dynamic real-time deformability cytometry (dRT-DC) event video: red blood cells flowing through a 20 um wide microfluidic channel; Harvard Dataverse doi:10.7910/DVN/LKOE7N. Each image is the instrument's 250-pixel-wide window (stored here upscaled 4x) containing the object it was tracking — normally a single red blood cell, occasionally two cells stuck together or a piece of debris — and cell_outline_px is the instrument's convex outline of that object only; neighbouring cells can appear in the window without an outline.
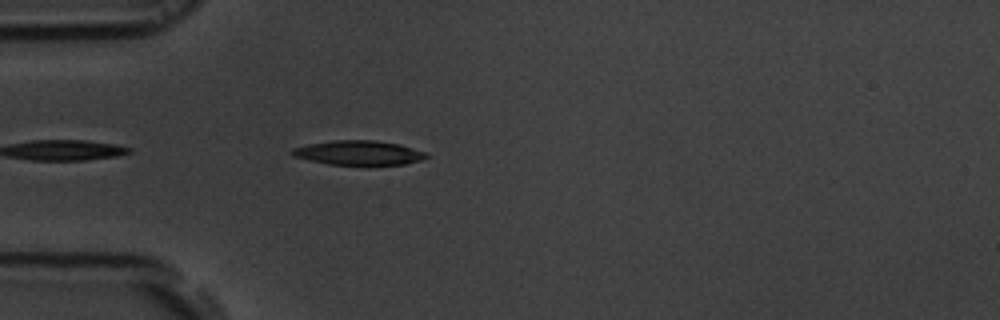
{"species": "common noctule bat (a hibernating species)", "species_latin": "Nyctalus noctula", "temperature_condition": "room temperature", "stored_images_in_passage": 8, "camera_frame_rate_fps": 3000, "um_per_image_px": 0.085, "animal": {"sex": "male", "body_mass_g": 19.5, "forearm_length_mm": 54.6}, "frame": {"image": 1, "passage_image": 3, "time_ms": 0.667, "image_size_px": [1000, 320], "cell_outline_px": [[428, 156], [420, 160], [404, 164], [364, 168], [328, 164], [308, 160], [292, 156], [288, 152], [292, 148], [308, 144], [332, 140], [376, 140], [400, 144], [424, 152]], "centroid_in_image_um": [30.44, 13.03], "position_along_channel_um": 54.6, "area_um2": 20.06}}
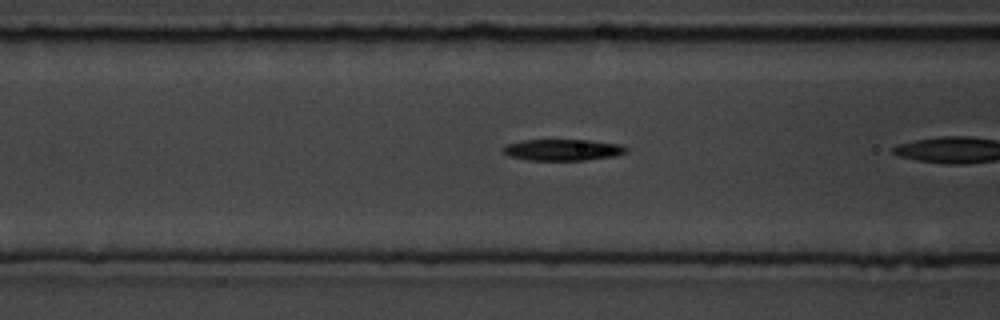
{"frame": {"image": 2, "passage_image": 6, "time_ms": 1.667, "image_size_px": [1000, 320], "cell_outline_px": [[628, 152], [616, 156], [584, 160], [528, 160], [508, 156], [500, 148], [504, 144], [524, 140], [588, 140], [620, 144], [628, 148]], "centroid_in_image_um": [47.81, 12.74], "position_along_channel_um": 118.8, "area_um2": 15.49}}